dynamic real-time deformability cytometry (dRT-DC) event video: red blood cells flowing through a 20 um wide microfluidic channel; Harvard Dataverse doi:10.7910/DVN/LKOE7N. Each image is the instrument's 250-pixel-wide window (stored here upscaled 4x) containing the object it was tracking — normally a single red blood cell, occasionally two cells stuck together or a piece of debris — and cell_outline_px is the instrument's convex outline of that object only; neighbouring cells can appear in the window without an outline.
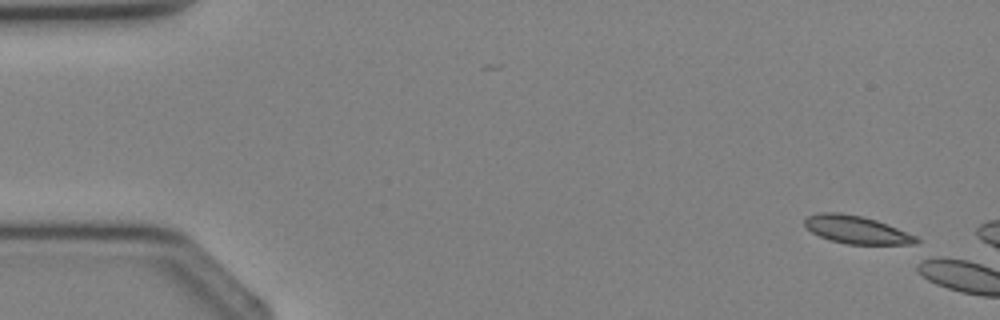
{"species": "Egyptian fruit bat (a non-hibernating species)", "species_latin": "Rousettus aegyptiacus", "temperature_condition": "cold", "stored_images_in_passage": 2, "camera_frame_rate_fps": 3000, "um_per_image_px": 0.085, "animal": {"sex": "female"}, "frame": {"image": 1, "passage_image": 1, "time_ms": 0.0, "image_size_px": [1000, 320], "cell_outline_px": [[920, 240], [916, 248], [912, 248], [848, 244], [832, 240], [820, 236], [812, 232], [804, 224], [804, 220], [808, 216], [820, 212], [840, 212], [860, 216], [876, 220], [916, 236]], "centroid_in_image_um": [72.98, 19.6], "position_along_channel_um": 12.0, "area_um2": 18.9}}